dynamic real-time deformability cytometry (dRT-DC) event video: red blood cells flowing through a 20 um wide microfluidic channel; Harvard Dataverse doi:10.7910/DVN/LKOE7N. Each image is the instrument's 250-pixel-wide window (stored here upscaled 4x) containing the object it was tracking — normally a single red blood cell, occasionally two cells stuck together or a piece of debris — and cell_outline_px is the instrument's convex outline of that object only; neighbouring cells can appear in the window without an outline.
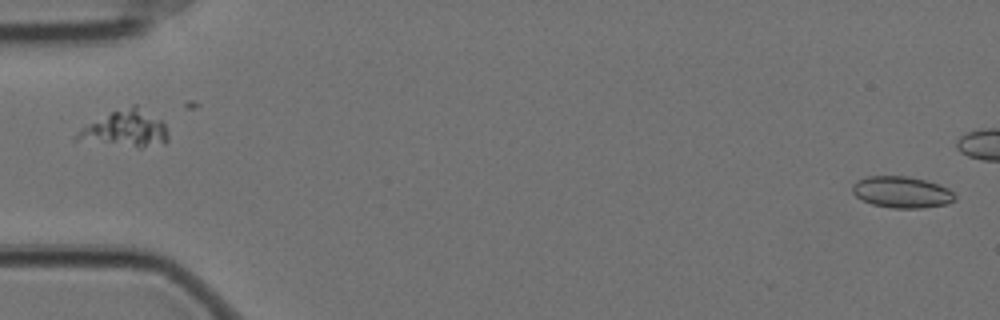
{"species": "Egyptian fruit bat (a non-hibernating species)", "species_latin": "Rousettus aegyptiacus", "temperature_condition": "cold", "stored_images_in_passage": 10, "camera_frame_rate_fps": 3000, "um_per_image_px": 0.085, "animal": {"sex": "female"}, "frame": {"image": 1, "passage_image": 2, "time_ms": 0.333, "image_size_px": [1000, 320], "cell_outline_px": [[956, 200], [948, 204], [924, 208], [892, 208], [872, 204], [860, 200], [852, 192], [852, 184], [856, 180], [868, 176], [908, 176], [924, 180], [948, 188], [956, 196]], "centroid_in_image_um": [76.63, 16.34], "position_along_channel_um": 8.4, "area_um2": 18.96}}